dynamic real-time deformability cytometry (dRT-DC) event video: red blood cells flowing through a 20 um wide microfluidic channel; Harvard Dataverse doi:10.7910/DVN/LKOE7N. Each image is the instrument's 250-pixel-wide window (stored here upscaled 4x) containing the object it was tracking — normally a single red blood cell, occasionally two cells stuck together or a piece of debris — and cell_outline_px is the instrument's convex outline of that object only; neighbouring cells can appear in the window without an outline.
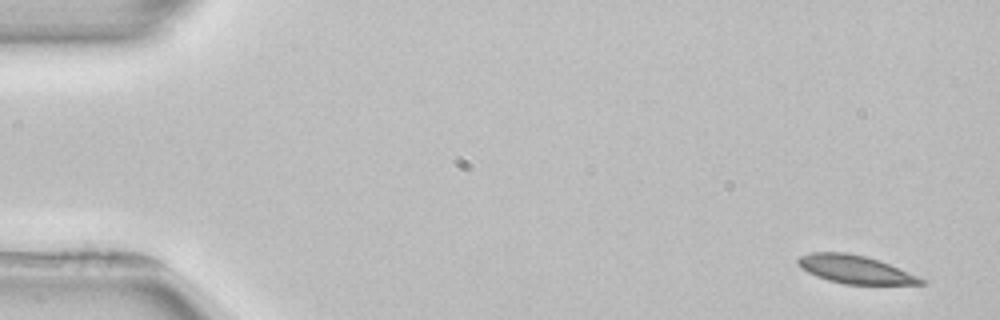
{"species": "common noctule bat (a hibernating species)", "species_latin": "Nyctalus noctula", "temperature_condition": "room temperature", "stored_images_in_passage": 4, "camera_frame_rate_fps": 3000, "um_per_image_px": 0.085, "animal": {"sex": "female", "body_mass_g": 22.7, "forearm_length_mm": 54.2}, "frame": {"image": 1, "passage_image": 1, "time_ms": 0.0, "image_size_px": [1000, 320], "cell_outline_px": [[924, 284], [844, 284], [828, 280], [816, 276], [800, 268], [796, 260], [800, 256], [812, 252], [848, 252], [868, 256], [880, 260], [916, 276], [924, 280]], "centroid_in_image_um": [72.62, 22.88], "position_along_channel_um": 12.4, "area_um2": 20.06}}
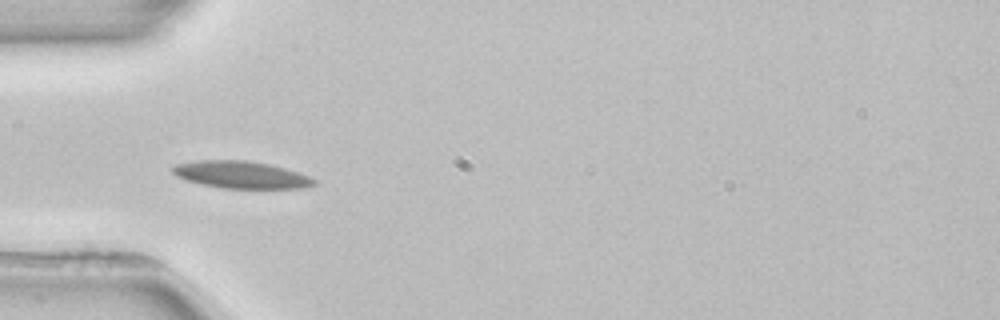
{"frame": {"image": 2, "passage_image": 4, "time_ms": 4.667, "image_size_px": [1000, 320], "cell_outline_px": [[316, 184], [304, 188], [224, 188], [204, 184], [188, 180], [176, 176], [172, 172], [172, 168], [176, 164], [200, 160], [244, 160], [268, 164], [284, 168], [308, 176], [316, 180]], "centroid_in_image_um": [20.5, 14.85], "position_along_channel_um": 64.5, "area_um2": 22.02}}